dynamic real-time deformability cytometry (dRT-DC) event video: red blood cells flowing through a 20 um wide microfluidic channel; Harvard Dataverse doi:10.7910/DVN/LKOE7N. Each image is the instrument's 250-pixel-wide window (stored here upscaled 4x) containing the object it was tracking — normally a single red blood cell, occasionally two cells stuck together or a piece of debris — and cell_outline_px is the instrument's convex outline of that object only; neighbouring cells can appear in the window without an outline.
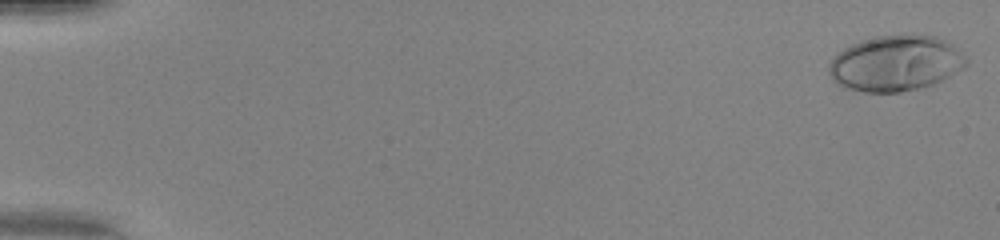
{"species": "human", "species_latin": "Homo sapiens", "temperature_condition": "warm", "stored_images_in_passage": 50, "camera_frame_rate_fps": 3000, "um_per_image_px": 0.085, "donor": {"sex": "female"}, "frame": {"image": 1, "passage_image": 1, "time_ms": 0.0, "image_size_px": [1000, 240], "cell_outline_px": [[968, 64], [964, 68], [932, 84], [900, 92], [864, 92], [848, 88], [836, 84], [828, 72], [828, 64], [836, 52], [852, 44], [876, 36], [936, 36], [952, 44], [968, 60]], "centroid_in_image_um": [76.09, 5.39], "position_along_channel_um": 8.9, "area_um2": 44.04}}
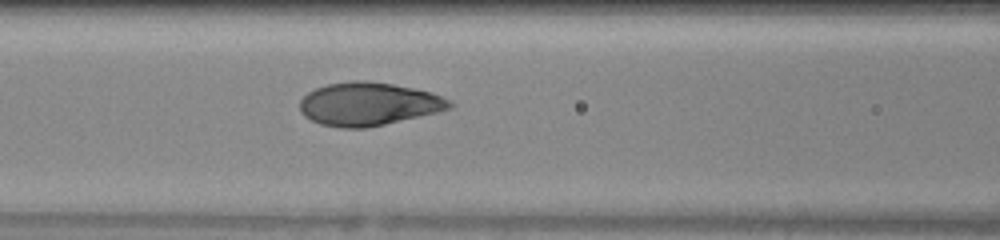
{"frame": {"image": 2, "passage_image": 23, "time_ms": 7.333, "image_size_px": [1000, 240], "cell_outline_px": [[456, 104], [452, 108], [436, 112], [368, 128], [340, 128], [320, 124], [304, 116], [300, 112], [300, 100], [308, 92], [316, 88], [328, 84], [352, 80], [368, 80], [392, 84], [432, 92]], "centroid_in_image_um": [31.31, 8.84], "position_along_channel_um": 135.3, "area_um2": 37.69}}
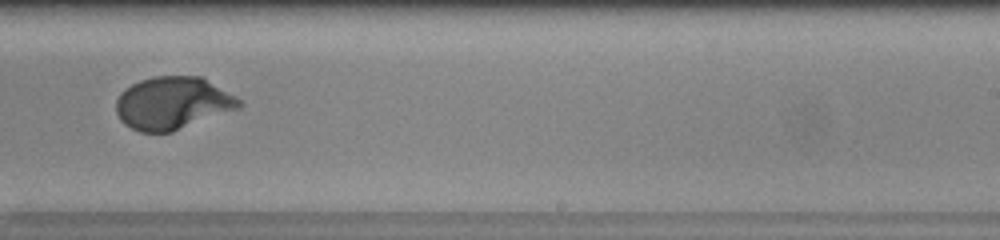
{"frame": {"image": 3, "passage_image": 33, "time_ms": 10.667, "image_size_px": [1000, 240], "cell_outline_px": [[244, 104], [240, 108], [172, 132], [140, 132], [124, 124], [120, 120], [116, 112], [116, 100], [120, 92], [132, 84], [140, 80], [152, 76], [200, 76], [236, 96]], "centroid_in_image_um": [14.67, 8.77], "position_along_channel_um": 274.3, "area_um2": 37.8}, "authors_computed_cell_mechanics": {"area_um2": 37.9746, "velocity_mm_per_s": 4.1776, "shape_relaxation_time_tau1_ms": 3.2134, "shape_relaxation_time_tau2_ms": null, "deformation_change_tau1": 0.2275, "deformation_change_tau2": null}}